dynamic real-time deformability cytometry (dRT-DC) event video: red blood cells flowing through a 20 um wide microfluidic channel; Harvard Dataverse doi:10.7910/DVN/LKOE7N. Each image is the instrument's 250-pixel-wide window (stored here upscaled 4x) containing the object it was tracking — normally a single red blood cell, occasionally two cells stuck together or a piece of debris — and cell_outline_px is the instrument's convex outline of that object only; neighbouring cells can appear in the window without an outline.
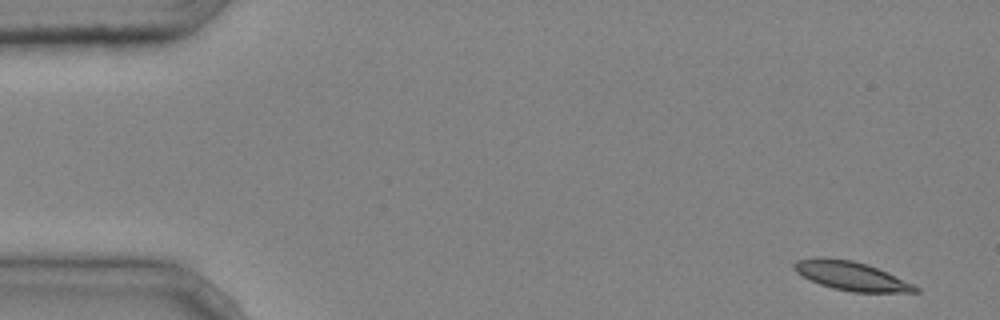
{"species": "common noctule bat (a hibernating species)", "species_latin": "Nyctalus noctula", "temperature_condition": "cold", "stored_images_in_passage": 4, "camera_frame_rate_fps": 3000, "um_per_image_px": 0.085, "animal": {"sex": "male", "body_mass_g": 20.4}, "frame": {"image": 1, "passage_image": 1, "time_ms": 0.0, "image_size_px": [1000, 320], "cell_outline_px": [[920, 292], [852, 292], [832, 288], [820, 284], [796, 272], [792, 268], [792, 264], [796, 260], [816, 256], [824, 256], [852, 260], [876, 268], [912, 284], [920, 288]], "centroid_in_image_um": [72.27, 23.43], "position_along_channel_um": 12.7, "area_um2": 20.23}}